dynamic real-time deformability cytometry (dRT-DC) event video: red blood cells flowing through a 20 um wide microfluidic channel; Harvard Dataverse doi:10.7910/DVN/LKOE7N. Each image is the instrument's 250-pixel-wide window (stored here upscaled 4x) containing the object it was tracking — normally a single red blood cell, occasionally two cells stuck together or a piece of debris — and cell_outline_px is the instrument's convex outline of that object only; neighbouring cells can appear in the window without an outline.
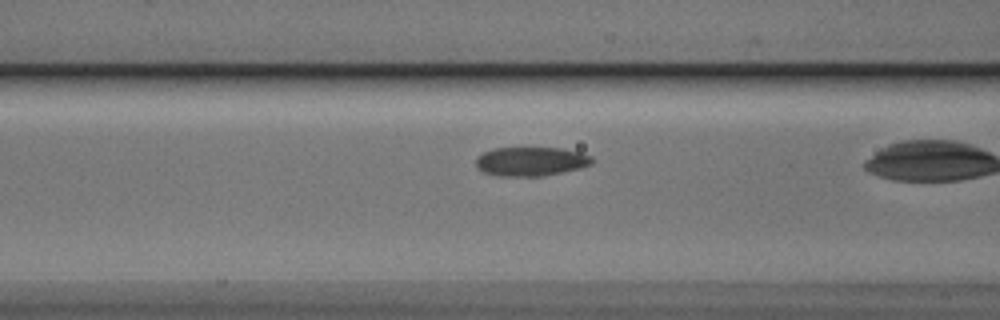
{"species": "Egyptian fruit bat (a non-hibernating species)", "species_latin": "Rousettus aegyptiacus", "temperature_condition": "cold", "stored_images_in_passage": 40, "camera_frame_rate_fps": 3000, "um_per_image_px": 0.085, "animal": {"sex": "male"}, "frame": {"image": 1, "passage_image": 20, "time_ms": 6.333, "image_size_px": [1000, 320], "cell_outline_px": [[592, 164], [580, 168], [540, 176], [496, 176], [484, 172], [476, 168], [476, 156], [492, 148], [564, 148], [580, 152], [592, 156]], "centroid_in_image_um": [45.09, 13.71], "position_along_channel_um": 121.5, "area_um2": 19.71}}
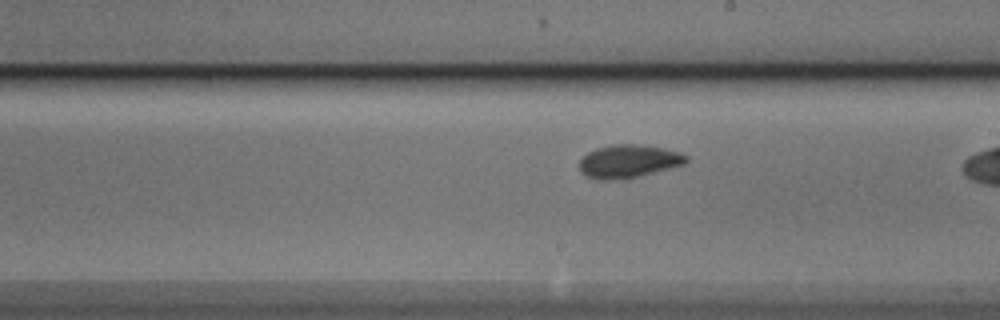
{"frame": {"image": 2, "passage_image": 29, "time_ms": 9.333, "image_size_px": [1000, 320], "cell_outline_px": [[688, 160], [684, 164], [628, 180], [600, 180], [588, 176], [580, 172], [580, 160], [588, 152], [596, 148], [612, 144], [636, 144], [664, 148], [680, 152], [688, 156]], "centroid_in_image_um": [53.44, 13.72], "position_along_channel_um": 235.6, "area_um2": 20.87}}
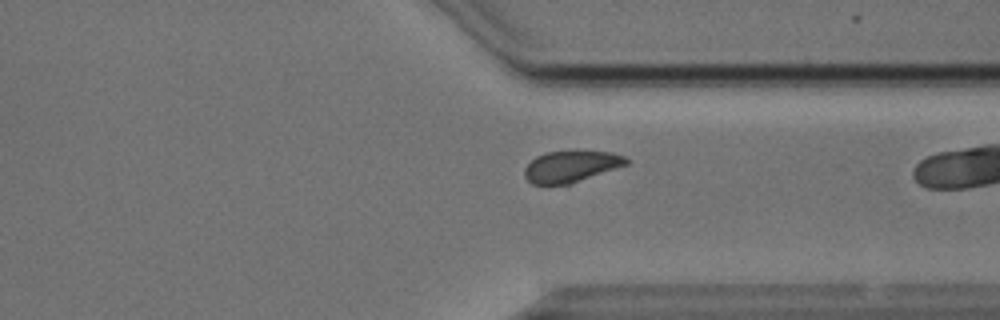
{"frame": {"image": 3, "passage_image": 39, "time_ms": 12.667, "image_size_px": [1000, 320], "cell_outline_px": [[628, 164], [572, 184], [532, 184], [524, 176], [524, 168], [536, 156], [544, 152], [576, 148], [612, 152], [624, 156], [628, 160]], "centroid_in_image_um": [48.55, 14.09], "position_along_channel_um": 362.8, "area_um2": 19.42}}